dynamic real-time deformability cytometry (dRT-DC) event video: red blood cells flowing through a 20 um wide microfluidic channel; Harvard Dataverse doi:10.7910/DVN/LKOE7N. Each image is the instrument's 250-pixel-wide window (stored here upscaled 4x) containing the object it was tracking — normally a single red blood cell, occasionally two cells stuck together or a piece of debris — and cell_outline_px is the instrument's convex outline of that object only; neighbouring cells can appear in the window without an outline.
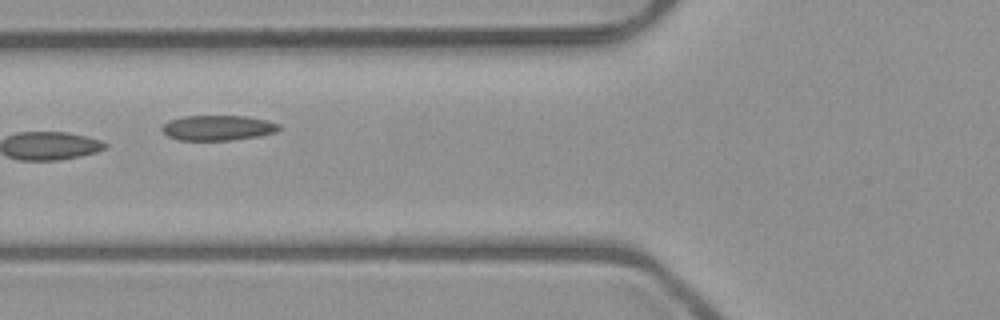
{"species": "common noctule bat (a hibernating species)", "species_latin": "Nyctalus noctula", "temperature_condition": "room temperature", "stored_images_in_passage": 10, "camera_frame_rate_fps": 3000, "um_per_image_px": 0.085, "animal": {"sex": "male", "body_mass_g": 23.1, "forearm_length_mm": 52.7}, "frame": {"image": 1, "passage_image": 6, "time_ms": 6.0, "image_size_px": [1000, 320], "cell_outline_px": [[280, 128], [276, 132], [256, 136], [232, 140], [180, 140], [168, 136], [160, 128], [168, 120], [184, 116], [248, 116], [268, 120], [280, 124]], "centroid_in_image_um": [18.52, 10.85], "position_along_channel_um": 107.3, "area_um2": 17.17}}
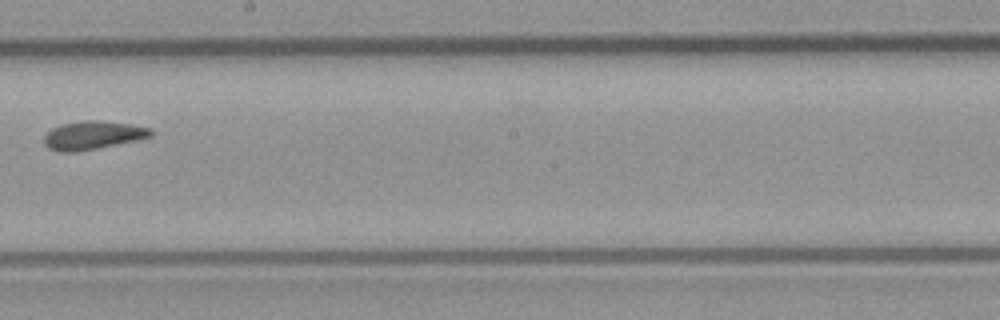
{"frame": {"image": 2, "passage_image": 9, "time_ms": 9.333, "image_size_px": [1000, 320], "cell_outline_px": [[152, 136], [136, 140], [76, 152], [60, 152], [48, 148], [44, 144], [44, 136], [52, 128], [60, 124], [80, 120], [104, 120], [132, 124], [152, 128]], "centroid_in_image_um": [7.88, 11.47], "position_along_channel_um": 240.3, "area_um2": 17.8}}
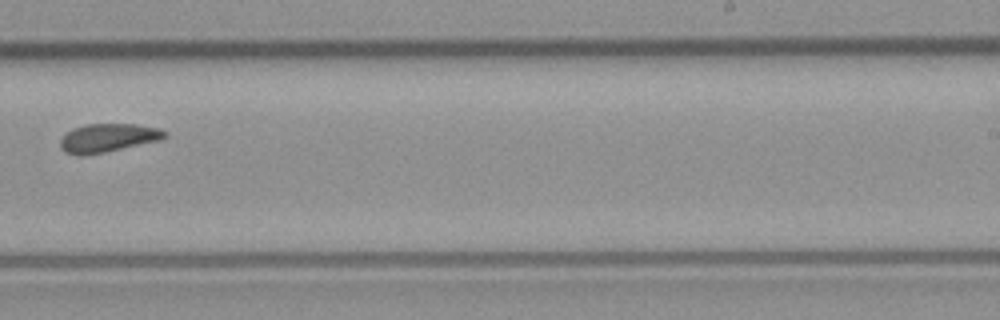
{"frame": {"image": 3, "passage_image": 10, "time_ms": 10.333, "image_size_px": [1000, 320], "cell_outline_px": [[168, 136], [156, 140], [104, 152], [80, 156], [64, 152], [60, 148], [60, 140], [64, 132], [72, 128], [88, 124], [136, 124], [160, 128], [168, 132]], "centroid_in_image_um": [9.11, 11.7], "position_along_channel_um": 279.9, "area_um2": 17.28}}